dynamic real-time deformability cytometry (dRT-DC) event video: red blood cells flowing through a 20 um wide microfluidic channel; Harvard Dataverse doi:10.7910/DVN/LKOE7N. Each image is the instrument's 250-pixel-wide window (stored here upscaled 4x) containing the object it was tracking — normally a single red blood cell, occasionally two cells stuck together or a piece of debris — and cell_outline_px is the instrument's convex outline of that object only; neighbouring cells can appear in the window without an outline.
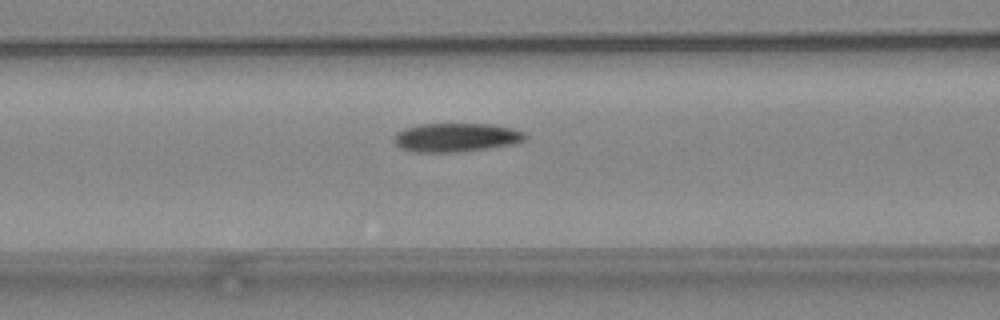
{"species": "common noctule bat (a hibernating species)", "species_latin": "Nyctalus noctula", "temperature_condition": "warm", "stored_images_in_passage": 37, "camera_frame_rate_fps": 3000, "um_per_image_px": 0.085, "animal": {"sex": "female", "body_mass_g": 24.6, "forearm_length_mm": 56.2}, "frame": {"image": 1, "passage_image": 17, "time_ms": 5.333, "image_size_px": [1000, 320], "cell_outline_px": [[528, 136], [524, 140], [516, 144], [460, 152], [412, 152], [400, 148], [392, 140], [396, 132], [404, 128], [420, 124], [488, 124], [512, 128], [524, 132]], "centroid_in_image_um": [38.75, 11.69], "position_along_channel_um": 127.9, "area_um2": 22.2}}
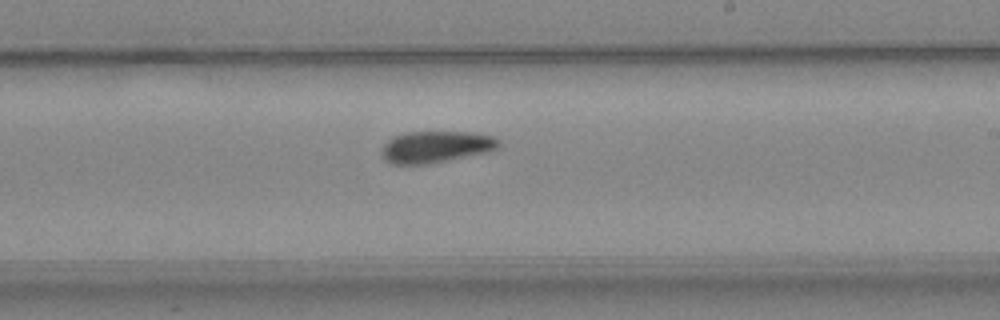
{"frame": {"image": 2, "passage_image": 26, "time_ms": 8.333, "image_size_px": [1000, 320], "cell_outline_px": [[500, 144], [496, 148], [488, 152], [428, 164], [388, 164], [380, 156], [380, 152], [384, 144], [392, 136], [404, 132], [468, 132], [492, 136], [500, 140]], "centroid_in_image_um": [36.98, 12.49], "position_along_channel_um": 252.0, "area_um2": 21.79}}
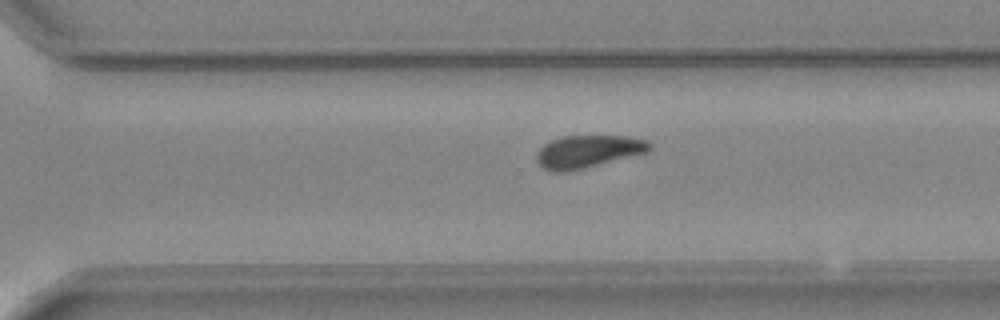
{"frame": {"image": 3, "passage_image": 31, "time_ms": 10.0, "image_size_px": [1000, 320], "cell_outline_px": [[652, 148], [648, 152], [584, 168], [564, 172], [552, 172], [544, 168], [536, 160], [536, 152], [544, 144], [552, 140], [564, 136], [628, 136], [644, 140], [652, 144]], "centroid_in_image_um": [49.97, 12.88], "position_along_channel_um": 320.6, "area_um2": 21.33}}